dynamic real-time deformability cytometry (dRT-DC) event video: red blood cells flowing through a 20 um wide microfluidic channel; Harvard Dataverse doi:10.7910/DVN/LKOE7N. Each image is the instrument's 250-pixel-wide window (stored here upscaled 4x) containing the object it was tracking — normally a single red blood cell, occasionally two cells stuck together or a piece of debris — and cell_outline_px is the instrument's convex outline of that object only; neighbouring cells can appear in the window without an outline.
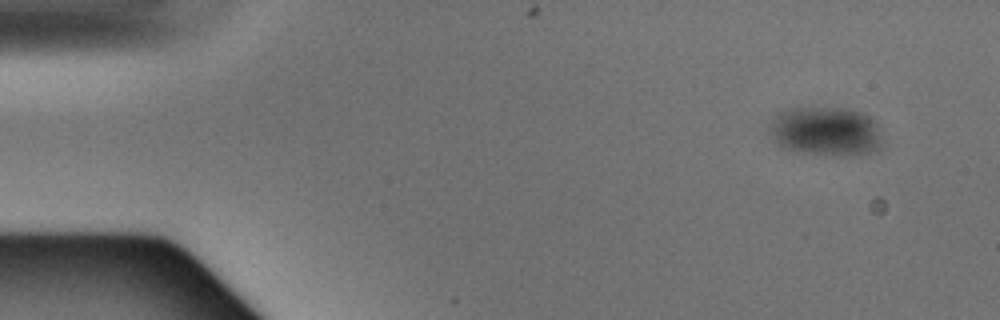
{"species": "Egyptian fruit bat (a non-hibernating species)", "species_latin": "Rousettus aegyptiacus", "temperature_condition": "warm", "stored_images_in_passage": 4, "camera_frame_rate_fps": 3000, "um_per_image_px": 0.085, "animal": {"sex": "male"}, "frame": {"image": 1, "passage_image": 1, "time_ms": 0.0, "image_size_px": [1000, 320], "cell_outline_px": [[880, 148], [872, 152], [848, 156], [836, 156], [804, 152], [788, 148], [780, 144], [776, 140], [772, 132], [772, 116], [788, 108], [848, 108], [860, 112], [868, 116], [876, 124], [880, 140]], "centroid_in_image_um": [70.22, 11.15], "position_along_channel_um": 14.8, "area_um2": 31.67}}
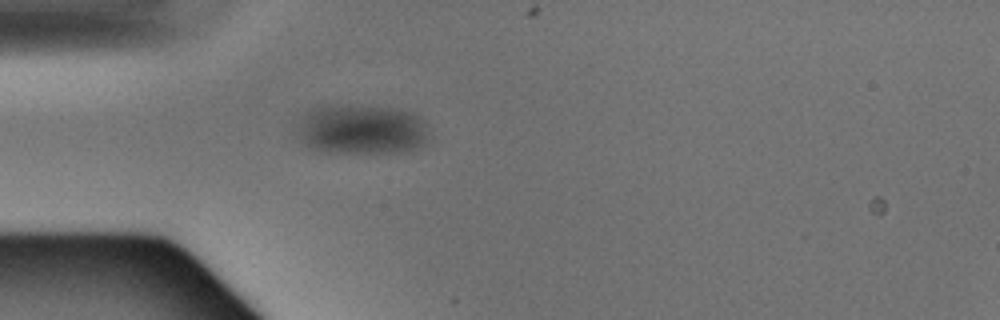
{"frame": {"image": 2, "passage_image": 4, "time_ms": 1.0, "image_size_px": [1000, 320], "cell_outline_px": [[432, 140], [428, 144], [404, 152], [324, 152], [312, 148], [304, 144], [296, 136], [296, 128], [304, 112], [312, 108], [328, 104], [352, 104], [396, 108], [412, 112], [420, 116], [428, 124]], "centroid_in_image_um": [30.78, 10.98], "position_along_channel_um": 54.2, "area_um2": 39.82}}